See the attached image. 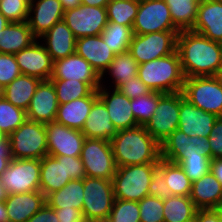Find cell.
<instances>
[{"instance_id":"cell-63","label":"cell","mask_w":222,"mask_h":222,"mask_svg":"<svg viewBox=\"0 0 222 222\" xmlns=\"http://www.w3.org/2000/svg\"><path fill=\"white\" fill-rule=\"evenodd\" d=\"M74 222H89V221L85 217H83L80 220Z\"/></svg>"},{"instance_id":"cell-51","label":"cell","mask_w":222,"mask_h":222,"mask_svg":"<svg viewBox=\"0 0 222 222\" xmlns=\"http://www.w3.org/2000/svg\"><path fill=\"white\" fill-rule=\"evenodd\" d=\"M56 215L58 216L59 222H74L83 218V214L81 210H77L74 208L71 209H54Z\"/></svg>"},{"instance_id":"cell-10","label":"cell","mask_w":222,"mask_h":222,"mask_svg":"<svg viewBox=\"0 0 222 222\" xmlns=\"http://www.w3.org/2000/svg\"><path fill=\"white\" fill-rule=\"evenodd\" d=\"M161 158L180 164L186 158H211L208 137H190L176 129L161 144Z\"/></svg>"},{"instance_id":"cell-6","label":"cell","mask_w":222,"mask_h":222,"mask_svg":"<svg viewBox=\"0 0 222 222\" xmlns=\"http://www.w3.org/2000/svg\"><path fill=\"white\" fill-rule=\"evenodd\" d=\"M12 159H39L48 154L45 124L26 119L9 136Z\"/></svg>"},{"instance_id":"cell-55","label":"cell","mask_w":222,"mask_h":222,"mask_svg":"<svg viewBox=\"0 0 222 222\" xmlns=\"http://www.w3.org/2000/svg\"><path fill=\"white\" fill-rule=\"evenodd\" d=\"M64 11L73 9L81 4V0H59Z\"/></svg>"},{"instance_id":"cell-34","label":"cell","mask_w":222,"mask_h":222,"mask_svg":"<svg viewBox=\"0 0 222 222\" xmlns=\"http://www.w3.org/2000/svg\"><path fill=\"white\" fill-rule=\"evenodd\" d=\"M197 208L190 196L172 195L164 199V222H191Z\"/></svg>"},{"instance_id":"cell-64","label":"cell","mask_w":222,"mask_h":222,"mask_svg":"<svg viewBox=\"0 0 222 222\" xmlns=\"http://www.w3.org/2000/svg\"><path fill=\"white\" fill-rule=\"evenodd\" d=\"M2 91H3V89H2V87L0 86V97H2Z\"/></svg>"},{"instance_id":"cell-43","label":"cell","mask_w":222,"mask_h":222,"mask_svg":"<svg viewBox=\"0 0 222 222\" xmlns=\"http://www.w3.org/2000/svg\"><path fill=\"white\" fill-rule=\"evenodd\" d=\"M140 222H164V200L147 195L138 202Z\"/></svg>"},{"instance_id":"cell-24","label":"cell","mask_w":222,"mask_h":222,"mask_svg":"<svg viewBox=\"0 0 222 222\" xmlns=\"http://www.w3.org/2000/svg\"><path fill=\"white\" fill-rule=\"evenodd\" d=\"M75 52L91 64L101 80L116 55L100 35L76 39Z\"/></svg>"},{"instance_id":"cell-38","label":"cell","mask_w":222,"mask_h":222,"mask_svg":"<svg viewBox=\"0 0 222 222\" xmlns=\"http://www.w3.org/2000/svg\"><path fill=\"white\" fill-rule=\"evenodd\" d=\"M139 7V0H111L107 6L108 22L133 27Z\"/></svg>"},{"instance_id":"cell-11","label":"cell","mask_w":222,"mask_h":222,"mask_svg":"<svg viewBox=\"0 0 222 222\" xmlns=\"http://www.w3.org/2000/svg\"><path fill=\"white\" fill-rule=\"evenodd\" d=\"M80 158L84 164L87 177L113 179L117 165L110 141L86 138Z\"/></svg>"},{"instance_id":"cell-54","label":"cell","mask_w":222,"mask_h":222,"mask_svg":"<svg viewBox=\"0 0 222 222\" xmlns=\"http://www.w3.org/2000/svg\"><path fill=\"white\" fill-rule=\"evenodd\" d=\"M210 172L222 185V158L211 159Z\"/></svg>"},{"instance_id":"cell-58","label":"cell","mask_w":222,"mask_h":222,"mask_svg":"<svg viewBox=\"0 0 222 222\" xmlns=\"http://www.w3.org/2000/svg\"><path fill=\"white\" fill-rule=\"evenodd\" d=\"M10 22L0 13V35L4 33V28L9 24Z\"/></svg>"},{"instance_id":"cell-50","label":"cell","mask_w":222,"mask_h":222,"mask_svg":"<svg viewBox=\"0 0 222 222\" xmlns=\"http://www.w3.org/2000/svg\"><path fill=\"white\" fill-rule=\"evenodd\" d=\"M27 222H59V220L54 209L46 203Z\"/></svg>"},{"instance_id":"cell-5","label":"cell","mask_w":222,"mask_h":222,"mask_svg":"<svg viewBox=\"0 0 222 222\" xmlns=\"http://www.w3.org/2000/svg\"><path fill=\"white\" fill-rule=\"evenodd\" d=\"M159 163L117 167L113 176L115 199L139 202L149 195L148 188Z\"/></svg>"},{"instance_id":"cell-53","label":"cell","mask_w":222,"mask_h":222,"mask_svg":"<svg viewBox=\"0 0 222 222\" xmlns=\"http://www.w3.org/2000/svg\"><path fill=\"white\" fill-rule=\"evenodd\" d=\"M195 220L197 222H222L215 209H197Z\"/></svg>"},{"instance_id":"cell-7","label":"cell","mask_w":222,"mask_h":222,"mask_svg":"<svg viewBox=\"0 0 222 222\" xmlns=\"http://www.w3.org/2000/svg\"><path fill=\"white\" fill-rule=\"evenodd\" d=\"M82 214L89 222L107 221L115 200L112 179L85 177Z\"/></svg>"},{"instance_id":"cell-37","label":"cell","mask_w":222,"mask_h":222,"mask_svg":"<svg viewBox=\"0 0 222 222\" xmlns=\"http://www.w3.org/2000/svg\"><path fill=\"white\" fill-rule=\"evenodd\" d=\"M100 36L108 47L117 55L129 50L133 37V30L129 26L108 22Z\"/></svg>"},{"instance_id":"cell-19","label":"cell","mask_w":222,"mask_h":222,"mask_svg":"<svg viewBox=\"0 0 222 222\" xmlns=\"http://www.w3.org/2000/svg\"><path fill=\"white\" fill-rule=\"evenodd\" d=\"M218 116L188 102L180 92L178 129L190 137H209Z\"/></svg>"},{"instance_id":"cell-1","label":"cell","mask_w":222,"mask_h":222,"mask_svg":"<svg viewBox=\"0 0 222 222\" xmlns=\"http://www.w3.org/2000/svg\"><path fill=\"white\" fill-rule=\"evenodd\" d=\"M176 51L185 78L214 76L221 66L222 43L194 31L182 30L178 33Z\"/></svg>"},{"instance_id":"cell-47","label":"cell","mask_w":222,"mask_h":222,"mask_svg":"<svg viewBox=\"0 0 222 222\" xmlns=\"http://www.w3.org/2000/svg\"><path fill=\"white\" fill-rule=\"evenodd\" d=\"M118 90L129 99L138 98L139 96L149 94L152 91L139 79L138 76L133 77L126 83L122 84Z\"/></svg>"},{"instance_id":"cell-61","label":"cell","mask_w":222,"mask_h":222,"mask_svg":"<svg viewBox=\"0 0 222 222\" xmlns=\"http://www.w3.org/2000/svg\"><path fill=\"white\" fill-rule=\"evenodd\" d=\"M222 221V201L214 208Z\"/></svg>"},{"instance_id":"cell-42","label":"cell","mask_w":222,"mask_h":222,"mask_svg":"<svg viewBox=\"0 0 222 222\" xmlns=\"http://www.w3.org/2000/svg\"><path fill=\"white\" fill-rule=\"evenodd\" d=\"M137 201L115 199L107 222H140Z\"/></svg>"},{"instance_id":"cell-62","label":"cell","mask_w":222,"mask_h":222,"mask_svg":"<svg viewBox=\"0 0 222 222\" xmlns=\"http://www.w3.org/2000/svg\"><path fill=\"white\" fill-rule=\"evenodd\" d=\"M8 136L0 129V142L5 141Z\"/></svg>"},{"instance_id":"cell-4","label":"cell","mask_w":222,"mask_h":222,"mask_svg":"<svg viewBox=\"0 0 222 222\" xmlns=\"http://www.w3.org/2000/svg\"><path fill=\"white\" fill-rule=\"evenodd\" d=\"M87 177L80 156L46 155L40 160V191L47 197L72 179Z\"/></svg>"},{"instance_id":"cell-16","label":"cell","mask_w":222,"mask_h":222,"mask_svg":"<svg viewBox=\"0 0 222 222\" xmlns=\"http://www.w3.org/2000/svg\"><path fill=\"white\" fill-rule=\"evenodd\" d=\"M47 132L48 155L51 156H72L81 155L85 135L76 129H72L52 121L45 124Z\"/></svg>"},{"instance_id":"cell-39","label":"cell","mask_w":222,"mask_h":222,"mask_svg":"<svg viewBox=\"0 0 222 222\" xmlns=\"http://www.w3.org/2000/svg\"><path fill=\"white\" fill-rule=\"evenodd\" d=\"M57 94L59 104H65L72 100L90 96L95 90L80 80H51Z\"/></svg>"},{"instance_id":"cell-48","label":"cell","mask_w":222,"mask_h":222,"mask_svg":"<svg viewBox=\"0 0 222 222\" xmlns=\"http://www.w3.org/2000/svg\"><path fill=\"white\" fill-rule=\"evenodd\" d=\"M211 159L222 158V117H218L208 137Z\"/></svg>"},{"instance_id":"cell-52","label":"cell","mask_w":222,"mask_h":222,"mask_svg":"<svg viewBox=\"0 0 222 222\" xmlns=\"http://www.w3.org/2000/svg\"><path fill=\"white\" fill-rule=\"evenodd\" d=\"M11 159L10 143L7 138L5 141L0 142V176L8 167Z\"/></svg>"},{"instance_id":"cell-59","label":"cell","mask_w":222,"mask_h":222,"mask_svg":"<svg viewBox=\"0 0 222 222\" xmlns=\"http://www.w3.org/2000/svg\"><path fill=\"white\" fill-rule=\"evenodd\" d=\"M7 196H8V193H7L5 187L2 184L1 179H0V201H5Z\"/></svg>"},{"instance_id":"cell-31","label":"cell","mask_w":222,"mask_h":222,"mask_svg":"<svg viewBox=\"0 0 222 222\" xmlns=\"http://www.w3.org/2000/svg\"><path fill=\"white\" fill-rule=\"evenodd\" d=\"M40 79L21 74L3 88L2 96L14 106L27 111Z\"/></svg>"},{"instance_id":"cell-9","label":"cell","mask_w":222,"mask_h":222,"mask_svg":"<svg viewBox=\"0 0 222 222\" xmlns=\"http://www.w3.org/2000/svg\"><path fill=\"white\" fill-rule=\"evenodd\" d=\"M180 31H160L144 35L133 34L128 52L140 65L176 51Z\"/></svg>"},{"instance_id":"cell-30","label":"cell","mask_w":222,"mask_h":222,"mask_svg":"<svg viewBox=\"0 0 222 222\" xmlns=\"http://www.w3.org/2000/svg\"><path fill=\"white\" fill-rule=\"evenodd\" d=\"M36 40L27 21L10 22L0 35V53L16 54Z\"/></svg>"},{"instance_id":"cell-27","label":"cell","mask_w":222,"mask_h":222,"mask_svg":"<svg viewBox=\"0 0 222 222\" xmlns=\"http://www.w3.org/2000/svg\"><path fill=\"white\" fill-rule=\"evenodd\" d=\"M97 99L98 92L95 90L90 96L59 104L55 121L66 127L81 131L91 107Z\"/></svg>"},{"instance_id":"cell-2","label":"cell","mask_w":222,"mask_h":222,"mask_svg":"<svg viewBox=\"0 0 222 222\" xmlns=\"http://www.w3.org/2000/svg\"><path fill=\"white\" fill-rule=\"evenodd\" d=\"M110 143L117 167L159 163L161 159V145L145 126L120 130Z\"/></svg>"},{"instance_id":"cell-14","label":"cell","mask_w":222,"mask_h":222,"mask_svg":"<svg viewBox=\"0 0 222 222\" xmlns=\"http://www.w3.org/2000/svg\"><path fill=\"white\" fill-rule=\"evenodd\" d=\"M180 92L163 93L158 99L154 115L145 124L146 131L161 144L178 129Z\"/></svg>"},{"instance_id":"cell-17","label":"cell","mask_w":222,"mask_h":222,"mask_svg":"<svg viewBox=\"0 0 222 222\" xmlns=\"http://www.w3.org/2000/svg\"><path fill=\"white\" fill-rule=\"evenodd\" d=\"M80 80L88 83L94 90L102 85L101 76L91 64L78 55H68L65 58L53 61V70L50 80Z\"/></svg>"},{"instance_id":"cell-13","label":"cell","mask_w":222,"mask_h":222,"mask_svg":"<svg viewBox=\"0 0 222 222\" xmlns=\"http://www.w3.org/2000/svg\"><path fill=\"white\" fill-rule=\"evenodd\" d=\"M132 30L133 34L138 35L160 31H180L173 24L165 0H139Z\"/></svg>"},{"instance_id":"cell-45","label":"cell","mask_w":222,"mask_h":222,"mask_svg":"<svg viewBox=\"0 0 222 222\" xmlns=\"http://www.w3.org/2000/svg\"><path fill=\"white\" fill-rule=\"evenodd\" d=\"M211 158H186L179 165L191 182H195L210 172Z\"/></svg>"},{"instance_id":"cell-21","label":"cell","mask_w":222,"mask_h":222,"mask_svg":"<svg viewBox=\"0 0 222 222\" xmlns=\"http://www.w3.org/2000/svg\"><path fill=\"white\" fill-rule=\"evenodd\" d=\"M63 17L64 10L59 0H30L27 22L37 39L55 23L62 21Z\"/></svg>"},{"instance_id":"cell-36","label":"cell","mask_w":222,"mask_h":222,"mask_svg":"<svg viewBox=\"0 0 222 222\" xmlns=\"http://www.w3.org/2000/svg\"><path fill=\"white\" fill-rule=\"evenodd\" d=\"M139 64L127 51L125 53L115 55L108 69L105 71L112 76L114 89H118L122 84L126 83L138 74Z\"/></svg>"},{"instance_id":"cell-18","label":"cell","mask_w":222,"mask_h":222,"mask_svg":"<svg viewBox=\"0 0 222 222\" xmlns=\"http://www.w3.org/2000/svg\"><path fill=\"white\" fill-rule=\"evenodd\" d=\"M21 74L33 76L40 80H50L53 60L45 46L37 40L14 54Z\"/></svg>"},{"instance_id":"cell-44","label":"cell","mask_w":222,"mask_h":222,"mask_svg":"<svg viewBox=\"0 0 222 222\" xmlns=\"http://www.w3.org/2000/svg\"><path fill=\"white\" fill-rule=\"evenodd\" d=\"M30 0H0V13L9 22H26Z\"/></svg>"},{"instance_id":"cell-29","label":"cell","mask_w":222,"mask_h":222,"mask_svg":"<svg viewBox=\"0 0 222 222\" xmlns=\"http://www.w3.org/2000/svg\"><path fill=\"white\" fill-rule=\"evenodd\" d=\"M190 199L197 209H214L222 201V185L208 172L192 183Z\"/></svg>"},{"instance_id":"cell-12","label":"cell","mask_w":222,"mask_h":222,"mask_svg":"<svg viewBox=\"0 0 222 222\" xmlns=\"http://www.w3.org/2000/svg\"><path fill=\"white\" fill-rule=\"evenodd\" d=\"M0 179L8 195L40 191V160L11 159Z\"/></svg>"},{"instance_id":"cell-23","label":"cell","mask_w":222,"mask_h":222,"mask_svg":"<svg viewBox=\"0 0 222 222\" xmlns=\"http://www.w3.org/2000/svg\"><path fill=\"white\" fill-rule=\"evenodd\" d=\"M191 31L222 43V0H200Z\"/></svg>"},{"instance_id":"cell-25","label":"cell","mask_w":222,"mask_h":222,"mask_svg":"<svg viewBox=\"0 0 222 222\" xmlns=\"http://www.w3.org/2000/svg\"><path fill=\"white\" fill-rule=\"evenodd\" d=\"M45 204L41 191L10 194L5 199L9 222H27Z\"/></svg>"},{"instance_id":"cell-60","label":"cell","mask_w":222,"mask_h":222,"mask_svg":"<svg viewBox=\"0 0 222 222\" xmlns=\"http://www.w3.org/2000/svg\"><path fill=\"white\" fill-rule=\"evenodd\" d=\"M214 77L222 85V65L217 69Z\"/></svg>"},{"instance_id":"cell-33","label":"cell","mask_w":222,"mask_h":222,"mask_svg":"<svg viewBox=\"0 0 222 222\" xmlns=\"http://www.w3.org/2000/svg\"><path fill=\"white\" fill-rule=\"evenodd\" d=\"M158 170L163 174L171 195L190 196L192 182L180 165L161 158Z\"/></svg>"},{"instance_id":"cell-46","label":"cell","mask_w":222,"mask_h":222,"mask_svg":"<svg viewBox=\"0 0 222 222\" xmlns=\"http://www.w3.org/2000/svg\"><path fill=\"white\" fill-rule=\"evenodd\" d=\"M21 75L14 54L0 53V86L2 89Z\"/></svg>"},{"instance_id":"cell-22","label":"cell","mask_w":222,"mask_h":222,"mask_svg":"<svg viewBox=\"0 0 222 222\" xmlns=\"http://www.w3.org/2000/svg\"><path fill=\"white\" fill-rule=\"evenodd\" d=\"M101 85L98 98L105 104L109 117L117 131L139 126L131 110V99L122 94L118 89L110 92Z\"/></svg>"},{"instance_id":"cell-56","label":"cell","mask_w":222,"mask_h":222,"mask_svg":"<svg viewBox=\"0 0 222 222\" xmlns=\"http://www.w3.org/2000/svg\"><path fill=\"white\" fill-rule=\"evenodd\" d=\"M111 0H81V4L87 6L106 7Z\"/></svg>"},{"instance_id":"cell-35","label":"cell","mask_w":222,"mask_h":222,"mask_svg":"<svg viewBox=\"0 0 222 222\" xmlns=\"http://www.w3.org/2000/svg\"><path fill=\"white\" fill-rule=\"evenodd\" d=\"M173 24L180 30H191L197 19L200 0H165Z\"/></svg>"},{"instance_id":"cell-20","label":"cell","mask_w":222,"mask_h":222,"mask_svg":"<svg viewBox=\"0 0 222 222\" xmlns=\"http://www.w3.org/2000/svg\"><path fill=\"white\" fill-rule=\"evenodd\" d=\"M59 103L51 80H41L33 95L26 117L30 121L43 124L55 121Z\"/></svg>"},{"instance_id":"cell-40","label":"cell","mask_w":222,"mask_h":222,"mask_svg":"<svg viewBox=\"0 0 222 222\" xmlns=\"http://www.w3.org/2000/svg\"><path fill=\"white\" fill-rule=\"evenodd\" d=\"M162 94L161 92L151 91L149 94L131 99V110L139 126H145L154 115L158 99Z\"/></svg>"},{"instance_id":"cell-28","label":"cell","mask_w":222,"mask_h":222,"mask_svg":"<svg viewBox=\"0 0 222 222\" xmlns=\"http://www.w3.org/2000/svg\"><path fill=\"white\" fill-rule=\"evenodd\" d=\"M81 132L86 138L108 141L118 133L109 117L105 104L99 98L93 103Z\"/></svg>"},{"instance_id":"cell-32","label":"cell","mask_w":222,"mask_h":222,"mask_svg":"<svg viewBox=\"0 0 222 222\" xmlns=\"http://www.w3.org/2000/svg\"><path fill=\"white\" fill-rule=\"evenodd\" d=\"M83 179H72L60 190L46 197V203L53 209H83Z\"/></svg>"},{"instance_id":"cell-41","label":"cell","mask_w":222,"mask_h":222,"mask_svg":"<svg viewBox=\"0 0 222 222\" xmlns=\"http://www.w3.org/2000/svg\"><path fill=\"white\" fill-rule=\"evenodd\" d=\"M26 111L14 106L3 96L0 97V129L9 136L25 120Z\"/></svg>"},{"instance_id":"cell-3","label":"cell","mask_w":222,"mask_h":222,"mask_svg":"<svg viewBox=\"0 0 222 222\" xmlns=\"http://www.w3.org/2000/svg\"><path fill=\"white\" fill-rule=\"evenodd\" d=\"M137 76L152 91L161 93L181 92L185 82L177 51L140 64Z\"/></svg>"},{"instance_id":"cell-8","label":"cell","mask_w":222,"mask_h":222,"mask_svg":"<svg viewBox=\"0 0 222 222\" xmlns=\"http://www.w3.org/2000/svg\"><path fill=\"white\" fill-rule=\"evenodd\" d=\"M181 92L197 108L222 117V85L214 76L185 78Z\"/></svg>"},{"instance_id":"cell-15","label":"cell","mask_w":222,"mask_h":222,"mask_svg":"<svg viewBox=\"0 0 222 222\" xmlns=\"http://www.w3.org/2000/svg\"><path fill=\"white\" fill-rule=\"evenodd\" d=\"M64 22L77 39L100 35L108 23L106 7L87 6L64 11Z\"/></svg>"},{"instance_id":"cell-26","label":"cell","mask_w":222,"mask_h":222,"mask_svg":"<svg viewBox=\"0 0 222 222\" xmlns=\"http://www.w3.org/2000/svg\"><path fill=\"white\" fill-rule=\"evenodd\" d=\"M41 39H45L43 44L53 61L75 53L77 38L64 20L55 23Z\"/></svg>"},{"instance_id":"cell-49","label":"cell","mask_w":222,"mask_h":222,"mask_svg":"<svg viewBox=\"0 0 222 222\" xmlns=\"http://www.w3.org/2000/svg\"><path fill=\"white\" fill-rule=\"evenodd\" d=\"M148 192L149 195H153L163 200L172 196L163 174L158 169L153 173Z\"/></svg>"},{"instance_id":"cell-57","label":"cell","mask_w":222,"mask_h":222,"mask_svg":"<svg viewBox=\"0 0 222 222\" xmlns=\"http://www.w3.org/2000/svg\"><path fill=\"white\" fill-rule=\"evenodd\" d=\"M0 222H9L5 201H0Z\"/></svg>"}]
</instances>
